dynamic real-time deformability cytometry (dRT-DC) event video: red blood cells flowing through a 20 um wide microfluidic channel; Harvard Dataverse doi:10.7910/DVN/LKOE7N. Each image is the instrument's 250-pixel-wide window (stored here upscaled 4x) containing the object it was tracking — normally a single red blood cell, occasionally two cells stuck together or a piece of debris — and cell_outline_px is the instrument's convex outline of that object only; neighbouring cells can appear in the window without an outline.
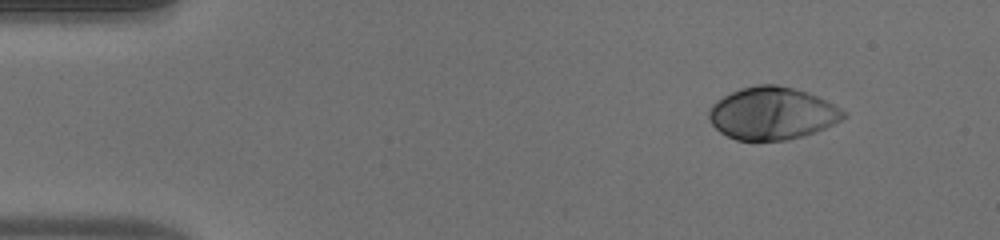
{"species": "human", "species_latin": "Homo sapiens", "temperature_condition": "warm", "stored_images_in_passage": 46, "camera_frame_rate_fps": 3000, "um_per_image_px": 0.085, "donor": {"sex": "male"}, "frame": {"image": 1, "passage_image": 1, "time_ms": 0.0, "image_size_px": [1000, 240], "cell_outline_px": [[848, 116], [824, 128], [804, 136], [788, 140], [736, 140], [720, 132], [712, 124], [708, 116], [708, 112], [712, 104], [716, 100], [740, 88], [756, 84], [776, 84], [792, 88], [816, 96], [848, 112]], "centroid_in_image_um": [65.62, 9.64], "position_along_channel_um": 19.4, "area_um2": 40.98}}
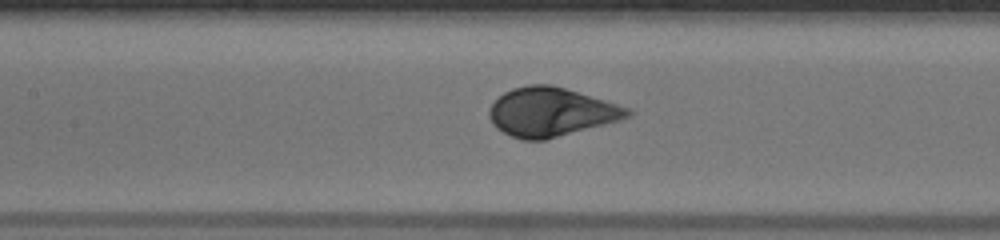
{"frame": {"image": 2, "passage_image": 19, "time_ms": 6.0, "image_size_px": [1000, 240], "cell_outline_px": [[632, 116], [620, 120], [544, 140], [524, 140], [512, 136], [496, 128], [492, 124], [488, 116], [488, 108], [504, 92], [512, 88], [528, 84], [552, 84], [604, 100], [628, 108], [632, 112]], "centroid_in_image_um": [46.8, 9.51], "position_along_channel_um": 160.6, "area_um2": 39.13}}
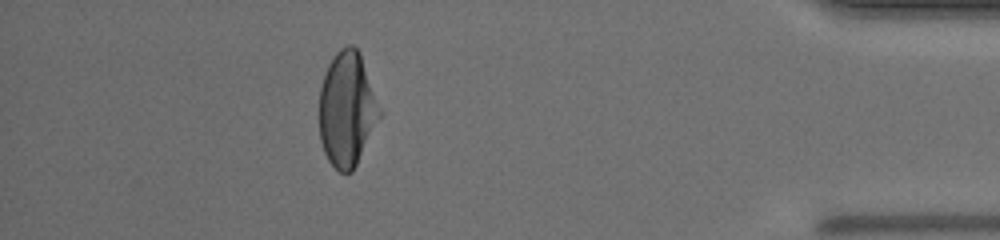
{"frame": {"image": 3, "passage_image": 41, "time_ms": 13.333, "image_size_px": [1000, 240], "cell_outline_px": [[384, 112], [352, 172], [340, 172], [328, 160], [324, 152], [320, 140], [320, 88], [328, 64], [336, 52], [340, 48], [348, 44], [352, 44], [360, 52]], "centroid_in_image_um": [29.54, 9.25], "position_along_channel_um": 405.7, "area_um2": 40.75}, "authors_computed_cell_mechanics": {"area_um2": 40.749, "velocity_mm_per_s": 3.9866, "shape_relaxation_time_tau1_ms": 2.7075, "shape_relaxation_time_tau2_ms": null, "deformation_change_tau1": 0.1882, "deformation_change_tau2": null}}